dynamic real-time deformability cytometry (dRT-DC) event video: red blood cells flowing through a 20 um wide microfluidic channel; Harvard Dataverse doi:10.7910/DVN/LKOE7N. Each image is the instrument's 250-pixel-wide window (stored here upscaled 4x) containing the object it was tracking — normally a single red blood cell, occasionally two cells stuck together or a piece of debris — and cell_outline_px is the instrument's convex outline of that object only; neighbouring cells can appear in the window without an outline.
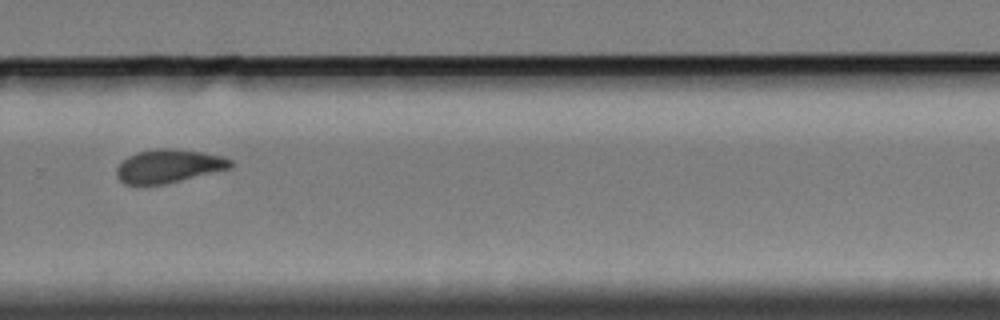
{"species": "Egyptian fruit bat (a non-hibernating species)", "species_latin": "Rousettus aegyptiacus", "temperature_condition": "cold", "stored_images_in_passage": 14, "camera_frame_rate_fps": 3000, "um_per_image_px": 0.085, "animal": {"sex": "female"}, "frame": {"image": 1, "passage_image": 10, "time_ms": 11.333, "image_size_px": [1000, 320], "cell_outline_px": [[232, 168], [164, 184], [124, 184], [116, 176], [116, 168], [128, 156], [136, 152], [156, 148], [176, 148], [224, 156], [232, 160]], "centroid_in_image_um": [14.34, 14.1], "position_along_channel_um": 315.5, "area_um2": 22.2}}
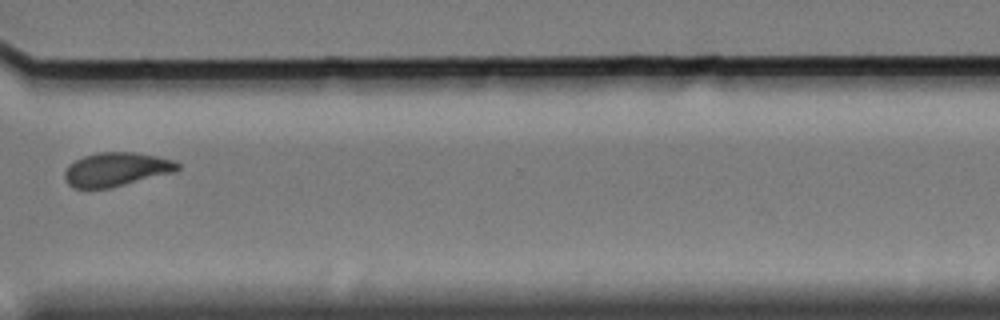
{"frame": {"image": 2, "passage_image": 11, "time_ms": 12.667, "image_size_px": [1000, 320], "cell_outline_px": [[180, 168], [176, 172], [108, 188], [72, 188], [64, 180], [64, 172], [68, 164], [84, 156], [96, 152], [132, 152], [156, 156], [172, 160], [180, 164]], "centroid_in_image_um": [9.86, 14.4], "position_along_channel_um": 360.7, "area_um2": 22.31}}